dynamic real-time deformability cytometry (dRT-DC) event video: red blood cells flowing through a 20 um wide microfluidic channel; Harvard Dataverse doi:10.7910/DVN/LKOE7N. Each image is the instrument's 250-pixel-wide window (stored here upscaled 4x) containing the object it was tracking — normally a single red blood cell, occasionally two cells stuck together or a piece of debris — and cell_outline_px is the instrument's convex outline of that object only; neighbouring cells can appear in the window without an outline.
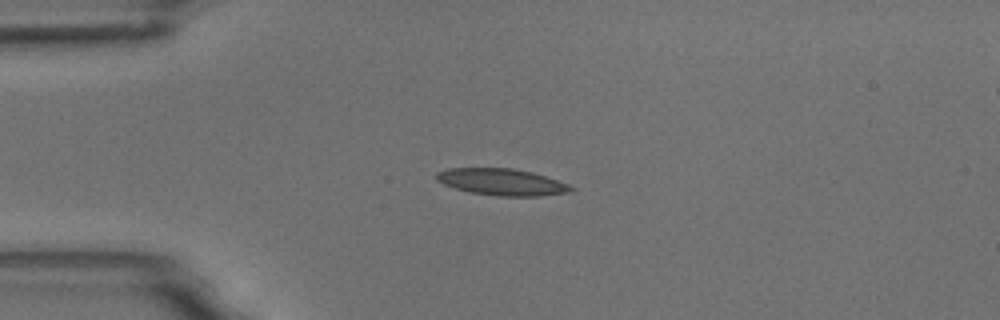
{"species": "common noctule bat (a hibernating species)", "species_latin": "Nyctalus noctula", "temperature_condition": "room temperature", "stored_images_in_passage": 4, "camera_frame_rate_fps": 3000, "um_per_image_px": 0.085, "animal": {"sex": "male", "body_mass_g": 18.8}, "frame": {"image": 1, "passage_image": 3, "time_ms": 2.333, "image_size_px": [1000, 320], "cell_outline_px": [[576, 188], [568, 192], [540, 196], [496, 196], [472, 192], [456, 188], [444, 184], [436, 180], [436, 172], [448, 168], [512, 168], [532, 172], [568, 184]], "centroid_in_image_um": [42.64, 15.46], "position_along_channel_um": 42.4, "area_um2": 20.75}}